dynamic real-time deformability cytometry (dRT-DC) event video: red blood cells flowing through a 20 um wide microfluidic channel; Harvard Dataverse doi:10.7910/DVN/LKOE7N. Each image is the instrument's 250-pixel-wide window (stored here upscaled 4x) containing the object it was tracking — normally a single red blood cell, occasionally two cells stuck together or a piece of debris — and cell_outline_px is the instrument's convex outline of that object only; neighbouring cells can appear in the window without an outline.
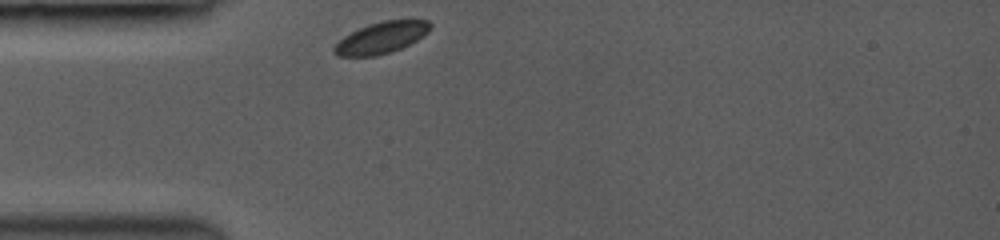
{"species": "common noctule bat (a hibernating species)", "species_latin": "Nyctalus noctula", "temperature_condition": "room temperature", "stored_images_in_passage": 1, "camera_frame_rate_fps": 3000, "um_per_image_px": 0.085, "animal": {"sex": "female", "body_mass_g": 19.0, "forearm_length_mm": 53.3}, "frame": {"image": 1, "passage_image": 1, "time_ms": 0.0, "image_size_px": [1000, 240], "cell_outline_px": [[432, 24], [428, 32], [424, 36], [400, 48], [376, 56], [336, 56], [332, 52], [332, 48], [344, 36], [368, 24], [384, 20], [428, 20]], "centroid_in_image_um": [32.4, 3.2], "position_along_channel_um": 52.6, "area_um2": 17.46}}